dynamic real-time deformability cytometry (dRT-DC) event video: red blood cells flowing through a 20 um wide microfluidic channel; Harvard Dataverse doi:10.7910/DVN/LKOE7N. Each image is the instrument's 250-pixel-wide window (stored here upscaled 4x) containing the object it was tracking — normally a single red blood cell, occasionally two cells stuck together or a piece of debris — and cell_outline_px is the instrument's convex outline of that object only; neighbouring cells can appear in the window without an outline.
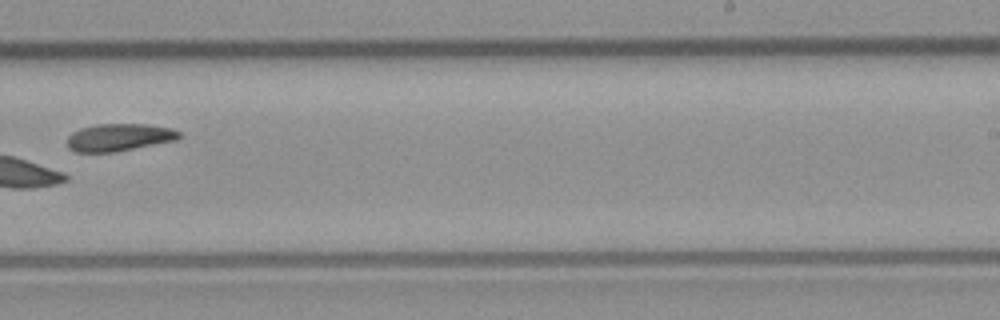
{"species": "common noctule bat (a hibernating species)", "species_latin": "Nyctalus noctula", "temperature_condition": "room temperature", "stored_images_in_passage": 13, "camera_frame_rate_fps": 3000, "um_per_image_px": 0.085, "animal": {"sex": "male", "body_mass_g": 23.1, "forearm_length_mm": 52.7}, "frame": {"image": 1, "passage_image": 8, "time_ms": 9.0, "image_size_px": [1000, 320], "cell_outline_px": [[180, 136], [176, 140], [116, 152], [76, 152], [68, 148], [68, 136], [72, 132], [80, 128], [96, 124], [144, 124], [172, 128], [180, 132]], "centroid_in_image_um": [10.11, 11.67], "position_along_channel_um": 278.9, "area_um2": 17.92}}
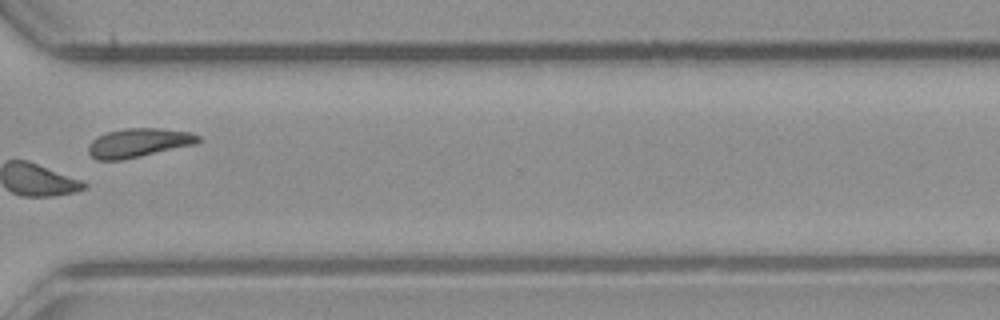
{"frame": {"image": 2, "passage_image": 10, "time_ms": 11.0, "image_size_px": [1000, 320], "cell_outline_px": [[200, 140], [196, 144], [124, 160], [96, 160], [88, 152], [88, 144], [96, 136], [104, 132], [128, 128], [160, 128], [188, 132], [200, 136]], "centroid_in_image_um": [11.74, 12.14], "position_along_channel_um": 358.9, "area_um2": 18.67}}